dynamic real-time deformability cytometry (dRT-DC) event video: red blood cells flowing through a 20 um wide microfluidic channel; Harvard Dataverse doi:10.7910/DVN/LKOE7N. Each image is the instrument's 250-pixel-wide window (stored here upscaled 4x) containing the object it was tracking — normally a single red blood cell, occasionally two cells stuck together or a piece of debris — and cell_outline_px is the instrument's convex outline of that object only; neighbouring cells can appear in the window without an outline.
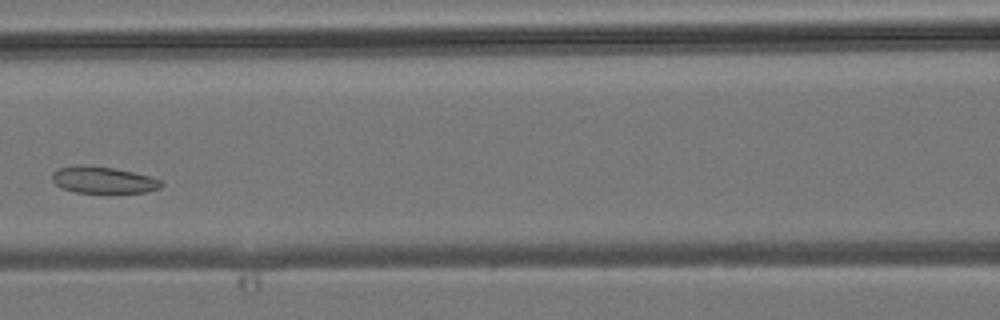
{"species": "common noctule bat (a hibernating species)", "species_latin": "Nyctalus noctula", "temperature_condition": "room temperature", "stored_images_in_passage": 3, "camera_frame_rate_fps": 3000, "um_per_image_px": 0.085, "animal": {"sex": "male", "body_mass_g": 19.2, "forearm_length_mm": 51.8}, "frame": {"image": 1, "passage_image": 3, "time_ms": 2.0, "image_size_px": [1000, 320], "cell_outline_px": [[164, 184], [160, 188], [144, 192], [76, 192], [64, 188], [56, 184], [52, 180], [52, 172], [60, 168], [76, 164], [92, 164], [132, 172], [148, 176], [160, 180]], "centroid_in_image_um": [8.74, 15.27], "position_along_channel_um": 157.9, "area_um2": 16.82}}